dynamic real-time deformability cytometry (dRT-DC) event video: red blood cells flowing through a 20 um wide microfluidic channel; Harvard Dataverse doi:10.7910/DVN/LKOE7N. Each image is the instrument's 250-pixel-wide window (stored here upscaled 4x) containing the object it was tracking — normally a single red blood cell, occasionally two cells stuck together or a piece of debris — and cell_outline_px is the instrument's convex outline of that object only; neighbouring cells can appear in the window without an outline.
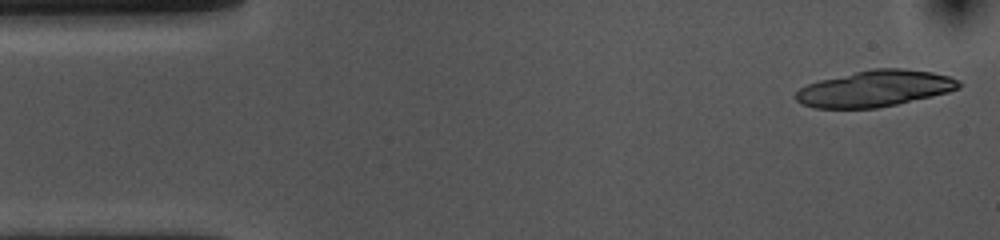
{"species": "common noctule bat (a hibernating species)", "species_latin": "Nyctalus noctula", "temperature_condition": "cold", "stored_images_in_passage": 17, "camera_frame_rate_fps": 3000, "um_per_image_px": 0.085, "animal": {"sex": "female", "body_mass_g": 10.0, "forearm_length_mm": 53.1}, "frame": {"image": 1, "passage_image": 1, "time_ms": 0.0, "image_size_px": [1000, 240], "cell_outline_px": [[960, 88], [948, 92], [932, 96], [896, 104], [876, 108], [816, 108], [804, 104], [796, 100], [796, 92], [800, 88], [808, 84], [820, 80], [872, 68], [900, 68], [932, 72], [948, 76], [956, 80], [960, 84]], "centroid_in_image_um": [74.36, 7.52], "position_along_channel_um": 10.6, "area_um2": 34.04}}